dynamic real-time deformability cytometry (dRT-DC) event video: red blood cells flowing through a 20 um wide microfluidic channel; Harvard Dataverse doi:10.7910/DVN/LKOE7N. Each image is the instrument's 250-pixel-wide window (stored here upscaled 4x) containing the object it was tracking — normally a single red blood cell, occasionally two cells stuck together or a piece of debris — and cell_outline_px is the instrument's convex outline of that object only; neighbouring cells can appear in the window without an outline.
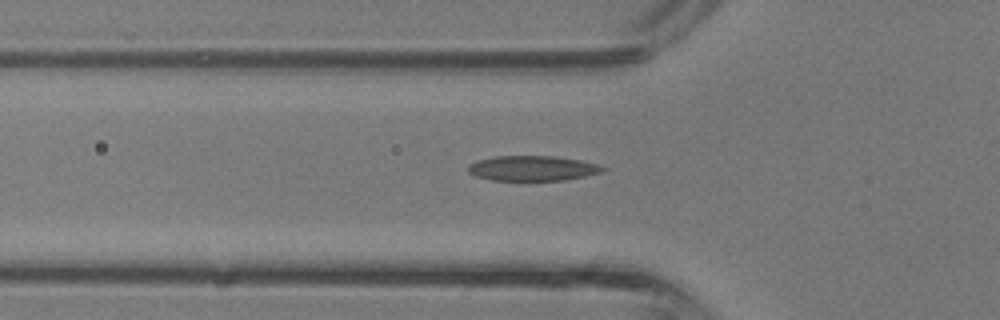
{"species": "common noctule bat (a hibernating species)", "species_latin": "Nyctalus noctula", "temperature_condition": "room temperature", "stored_images_in_passage": 21, "camera_frame_rate_fps": 3000, "um_per_image_px": 0.085, "animal": {"sex": "male", "body_mass_g": 13.3}, "frame": {"image": 1, "passage_image": 2, "time_ms": 0.333, "image_size_px": [1000, 320], "cell_outline_px": [[604, 168], [600, 172], [584, 176], [564, 180], [492, 180], [476, 176], [468, 172], [468, 164], [476, 160], [492, 156], [552, 156], [580, 160], [596, 164]], "centroid_in_image_um": [45.17, 14.29], "position_along_channel_um": 80.6, "area_um2": 19.48}}
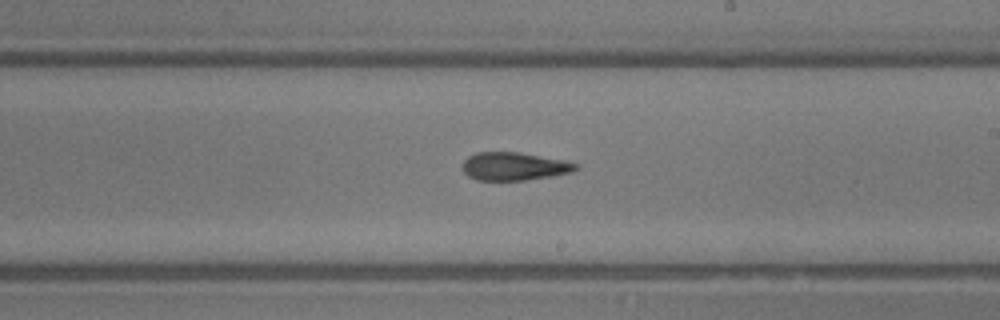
{"frame": {"image": 2, "passage_image": 11, "time_ms": 3.333, "image_size_px": [1000, 320], "cell_outline_px": [[580, 168], [572, 172], [524, 180], [476, 180], [468, 176], [464, 172], [464, 160], [468, 156], [476, 152], [520, 152], [564, 160], [580, 164]], "centroid_in_image_um": [43.73, 14.13], "position_along_channel_um": 245.3, "area_um2": 18.5}}
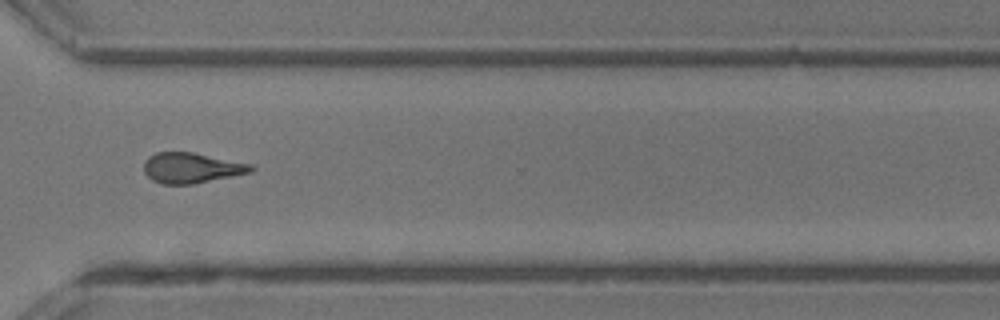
{"frame": {"image": 3, "passage_image": 17, "time_ms": 5.333, "image_size_px": [1000, 320], "cell_outline_px": [[256, 168], [252, 172], [192, 184], [160, 184], [152, 180], [144, 172], [144, 160], [148, 156], [156, 152], [192, 152], [252, 164]], "centroid_in_image_um": [16.26, 14.27], "position_along_channel_um": 354.3, "area_um2": 19.02}}